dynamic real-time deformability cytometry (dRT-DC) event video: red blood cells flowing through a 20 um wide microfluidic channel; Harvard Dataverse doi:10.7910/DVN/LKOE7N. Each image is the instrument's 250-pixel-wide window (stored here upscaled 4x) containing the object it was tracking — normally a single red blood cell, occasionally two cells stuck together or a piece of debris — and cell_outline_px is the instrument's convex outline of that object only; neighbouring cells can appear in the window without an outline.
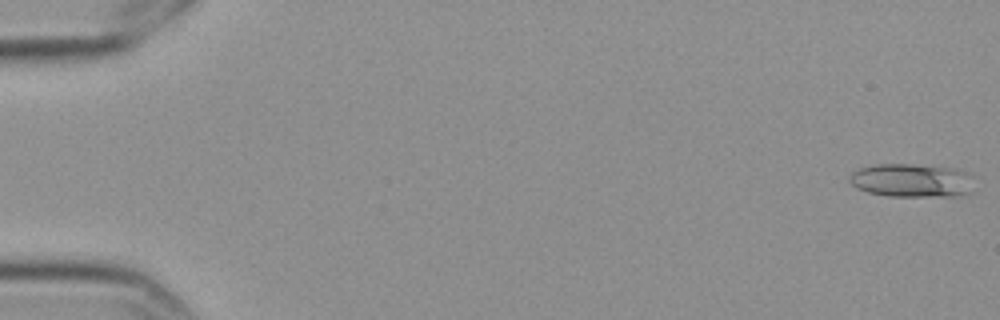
{"species": "Egyptian fruit bat (a non-hibernating species)", "species_latin": "Rousettus aegyptiacus", "temperature_condition": "cold", "stored_images_in_passage": 7, "camera_frame_rate_fps": 3000, "um_per_image_px": 0.085, "frame": {"image": 1, "passage_image": 1, "time_ms": 0.0, "image_size_px": [1000, 320], "cell_outline_px": [[968, 192], [956, 196], [888, 196], [868, 192], [856, 188], [848, 180], [848, 176], [852, 172], [860, 168], [876, 164], [912, 164], [956, 168], [964, 172]], "centroid_in_image_um": [77.32, 15.33], "position_along_channel_um": 7.7, "area_um2": 23.7}}
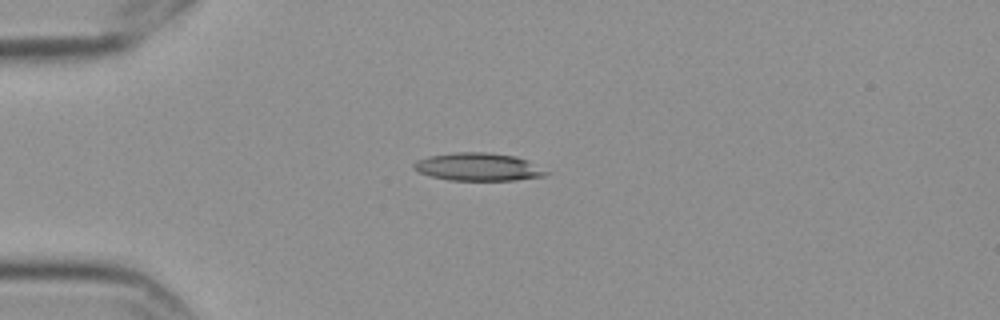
{"frame": {"image": 2, "passage_image": 5, "time_ms": 1.333, "image_size_px": [1000, 320], "cell_outline_px": [[552, 172], [548, 176], [516, 180], [448, 180], [416, 172], [412, 168], [412, 164], [416, 160], [428, 156], [452, 152], [488, 152], [516, 156], [528, 160]], "centroid_in_image_um": [40.68, 14.18], "position_along_channel_um": 44.3, "area_um2": 21.96}}
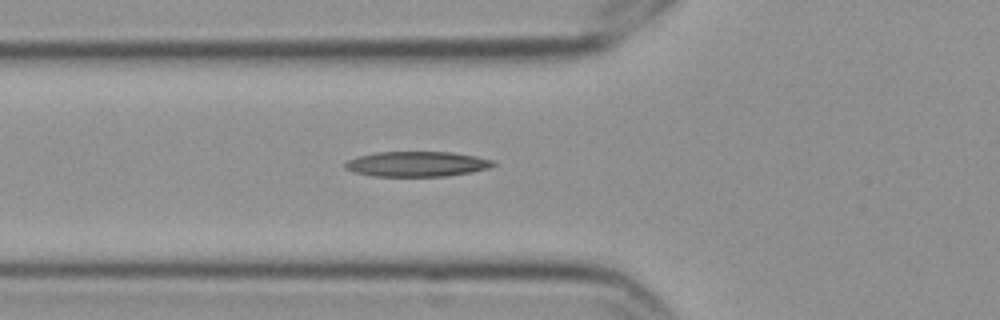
{"frame": {"image": 3, "passage_image": 7, "time_ms": 2.0, "image_size_px": [1000, 320], "cell_outline_px": [[496, 164], [488, 168], [472, 172], [448, 176], [372, 176], [352, 172], [344, 168], [344, 164], [348, 160], [356, 156], [376, 152], [452, 152], [476, 156], [492, 160]], "centroid_in_image_um": [35.4, 13.94], "position_along_channel_um": 90.4, "area_um2": 21.85}}